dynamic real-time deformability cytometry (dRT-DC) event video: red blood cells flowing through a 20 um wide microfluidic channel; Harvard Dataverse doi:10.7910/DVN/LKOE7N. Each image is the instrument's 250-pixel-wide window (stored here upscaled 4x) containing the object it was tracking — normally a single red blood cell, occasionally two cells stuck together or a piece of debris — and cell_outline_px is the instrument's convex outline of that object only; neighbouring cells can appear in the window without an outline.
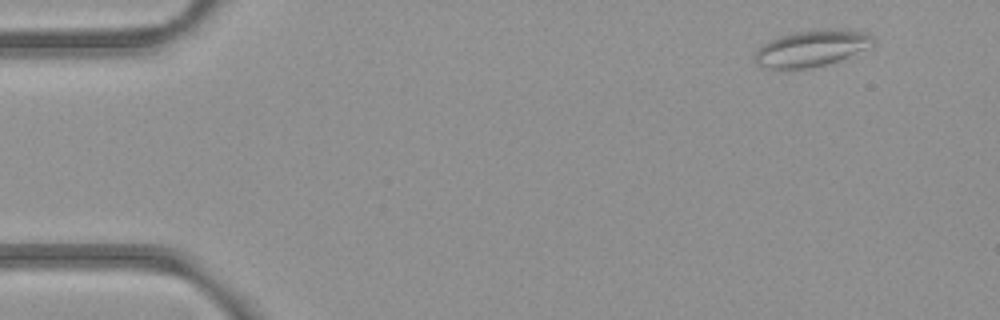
{"species": "common noctule bat (a hibernating species)", "species_latin": "Nyctalus noctula", "temperature_condition": "room temperature", "stored_images_in_passage": 5, "camera_frame_rate_fps": 3000, "um_per_image_px": 0.085, "animal": {"sex": "female", "body_mass_g": 21.9}, "frame": {"image": 1, "passage_image": 1, "time_ms": 0.0, "image_size_px": [1000, 320], "cell_outline_px": [[872, 44], [848, 56], [824, 64], [808, 68], [764, 68], [756, 64], [752, 60], [756, 52], [764, 44], [780, 36], [796, 32], [824, 28], [832, 28], [864, 32], [872, 36]], "centroid_in_image_um": [68.92, 4.1], "position_along_channel_um": 16.1, "area_um2": 24.39}}